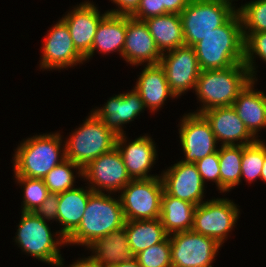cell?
Returning a JSON list of instances; mask_svg holds the SVG:
<instances>
[{
    "label": "cell",
    "instance_id": "cell-1",
    "mask_svg": "<svg viewBox=\"0 0 266 267\" xmlns=\"http://www.w3.org/2000/svg\"><path fill=\"white\" fill-rule=\"evenodd\" d=\"M244 42L241 18L236 12L224 25L193 46L200 70L223 69L244 63Z\"/></svg>",
    "mask_w": 266,
    "mask_h": 267
},
{
    "label": "cell",
    "instance_id": "cell-2",
    "mask_svg": "<svg viewBox=\"0 0 266 267\" xmlns=\"http://www.w3.org/2000/svg\"><path fill=\"white\" fill-rule=\"evenodd\" d=\"M125 221L120 199H113L104 192H93L80 224L66 238V244L85 245L88 248L97 238L124 227Z\"/></svg>",
    "mask_w": 266,
    "mask_h": 267
},
{
    "label": "cell",
    "instance_id": "cell-3",
    "mask_svg": "<svg viewBox=\"0 0 266 267\" xmlns=\"http://www.w3.org/2000/svg\"><path fill=\"white\" fill-rule=\"evenodd\" d=\"M244 63L231 67L200 71L195 92L203 103L199 113L215 108L232 106L240 91L251 80Z\"/></svg>",
    "mask_w": 266,
    "mask_h": 267
},
{
    "label": "cell",
    "instance_id": "cell-4",
    "mask_svg": "<svg viewBox=\"0 0 266 267\" xmlns=\"http://www.w3.org/2000/svg\"><path fill=\"white\" fill-rule=\"evenodd\" d=\"M61 141L59 133L26 139L14 155L15 176L43 179L52 168L66 160L65 148L60 153Z\"/></svg>",
    "mask_w": 266,
    "mask_h": 267
},
{
    "label": "cell",
    "instance_id": "cell-5",
    "mask_svg": "<svg viewBox=\"0 0 266 267\" xmlns=\"http://www.w3.org/2000/svg\"><path fill=\"white\" fill-rule=\"evenodd\" d=\"M65 143L66 159L82 169L116 147L117 134L92 113Z\"/></svg>",
    "mask_w": 266,
    "mask_h": 267
},
{
    "label": "cell",
    "instance_id": "cell-6",
    "mask_svg": "<svg viewBox=\"0 0 266 267\" xmlns=\"http://www.w3.org/2000/svg\"><path fill=\"white\" fill-rule=\"evenodd\" d=\"M236 12L226 0H191L180 13L185 45L193 47Z\"/></svg>",
    "mask_w": 266,
    "mask_h": 267
},
{
    "label": "cell",
    "instance_id": "cell-7",
    "mask_svg": "<svg viewBox=\"0 0 266 267\" xmlns=\"http://www.w3.org/2000/svg\"><path fill=\"white\" fill-rule=\"evenodd\" d=\"M47 223L34 212H22L17 230L16 242L30 256L55 266L63 267V258L58 245L66 244V239H53ZM56 241V242H55Z\"/></svg>",
    "mask_w": 266,
    "mask_h": 267
},
{
    "label": "cell",
    "instance_id": "cell-8",
    "mask_svg": "<svg viewBox=\"0 0 266 267\" xmlns=\"http://www.w3.org/2000/svg\"><path fill=\"white\" fill-rule=\"evenodd\" d=\"M122 190L120 200L125 220L160 218L164 192L161 177L131 180Z\"/></svg>",
    "mask_w": 266,
    "mask_h": 267
},
{
    "label": "cell",
    "instance_id": "cell-9",
    "mask_svg": "<svg viewBox=\"0 0 266 267\" xmlns=\"http://www.w3.org/2000/svg\"><path fill=\"white\" fill-rule=\"evenodd\" d=\"M239 209L228 199H212L197 205L194 212L192 231L224 243L238 219Z\"/></svg>",
    "mask_w": 266,
    "mask_h": 267
},
{
    "label": "cell",
    "instance_id": "cell-10",
    "mask_svg": "<svg viewBox=\"0 0 266 267\" xmlns=\"http://www.w3.org/2000/svg\"><path fill=\"white\" fill-rule=\"evenodd\" d=\"M171 235L172 267H212L211 263L221 246L216 240L192 230Z\"/></svg>",
    "mask_w": 266,
    "mask_h": 267
},
{
    "label": "cell",
    "instance_id": "cell-11",
    "mask_svg": "<svg viewBox=\"0 0 266 267\" xmlns=\"http://www.w3.org/2000/svg\"><path fill=\"white\" fill-rule=\"evenodd\" d=\"M167 53H162L159 64L165 70L168 85L175 96L190 88L195 89L201 70L194 48L183 45Z\"/></svg>",
    "mask_w": 266,
    "mask_h": 267
},
{
    "label": "cell",
    "instance_id": "cell-12",
    "mask_svg": "<svg viewBox=\"0 0 266 267\" xmlns=\"http://www.w3.org/2000/svg\"><path fill=\"white\" fill-rule=\"evenodd\" d=\"M83 177L93 185H90L93 192H102L103 188L109 192L122 191L132 180L117 147L100 155L85 166Z\"/></svg>",
    "mask_w": 266,
    "mask_h": 267
},
{
    "label": "cell",
    "instance_id": "cell-13",
    "mask_svg": "<svg viewBox=\"0 0 266 267\" xmlns=\"http://www.w3.org/2000/svg\"><path fill=\"white\" fill-rule=\"evenodd\" d=\"M182 119L179 135L186 158L181 161L195 163L218 151L215 135L202 114L189 113Z\"/></svg>",
    "mask_w": 266,
    "mask_h": 267
},
{
    "label": "cell",
    "instance_id": "cell-14",
    "mask_svg": "<svg viewBox=\"0 0 266 267\" xmlns=\"http://www.w3.org/2000/svg\"><path fill=\"white\" fill-rule=\"evenodd\" d=\"M164 191L195 206L203 201L204 182L195 163L179 161L161 176Z\"/></svg>",
    "mask_w": 266,
    "mask_h": 267
},
{
    "label": "cell",
    "instance_id": "cell-15",
    "mask_svg": "<svg viewBox=\"0 0 266 267\" xmlns=\"http://www.w3.org/2000/svg\"><path fill=\"white\" fill-rule=\"evenodd\" d=\"M43 44L41 67L44 69H61L85 61L74 47L67 25L59 20L53 26Z\"/></svg>",
    "mask_w": 266,
    "mask_h": 267
},
{
    "label": "cell",
    "instance_id": "cell-16",
    "mask_svg": "<svg viewBox=\"0 0 266 267\" xmlns=\"http://www.w3.org/2000/svg\"><path fill=\"white\" fill-rule=\"evenodd\" d=\"M122 56L130 64H159L162 53L156 46L145 21L127 16L126 40Z\"/></svg>",
    "mask_w": 266,
    "mask_h": 267
},
{
    "label": "cell",
    "instance_id": "cell-17",
    "mask_svg": "<svg viewBox=\"0 0 266 267\" xmlns=\"http://www.w3.org/2000/svg\"><path fill=\"white\" fill-rule=\"evenodd\" d=\"M201 114L210 124L216 140L223 142L222 146L249 145L257 140L246 129L233 106L215 107ZM238 140H241L239 144H235Z\"/></svg>",
    "mask_w": 266,
    "mask_h": 267
},
{
    "label": "cell",
    "instance_id": "cell-18",
    "mask_svg": "<svg viewBox=\"0 0 266 267\" xmlns=\"http://www.w3.org/2000/svg\"><path fill=\"white\" fill-rule=\"evenodd\" d=\"M93 3L85 2L75 7L61 20L67 25L76 50L85 57L91 50L96 29L102 18Z\"/></svg>",
    "mask_w": 266,
    "mask_h": 267
},
{
    "label": "cell",
    "instance_id": "cell-19",
    "mask_svg": "<svg viewBox=\"0 0 266 267\" xmlns=\"http://www.w3.org/2000/svg\"><path fill=\"white\" fill-rule=\"evenodd\" d=\"M125 134H119L116 139V147L120 152L127 172L132 180L150 179L156 176L148 175L149 169L155 162L156 149L152 139L148 136H140L128 145Z\"/></svg>",
    "mask_w": 266,
    "mask_h": 267
},
{
    "label": "cell",
    "instance_id": "cell-20",
    "mask_svg": "<svg viewBox=\"0 0 266 267\" xmlns=\"http://www.w3.org/2000/svg\"><path fill=\"white\" fill-rule=\"evenodd\" d=\"M144 108L139 93L133 89L130 93L113 96L103 108L96 109L93 113L119 135L124 134L121 125L133 121Z\"/></svg>",
    "mask_w": 266,
    "mask_h": 267
},
{
    "label": "cell",
    "instance_id": "cell-21",
    "mask_svg": "<svg viewBox=\"0 0 266 267\" xmlns=\"http://www.w3.org/2000/svg\"><path fill=\"white\" fill-rule=\"evenodd\" d=\"M254 80L251 79L240 91L232 106L246 129L256 138L258 130L266 127V95L263 91L253 90Z\"/></svg>",
    "mask_w": 266,
    "mask_h": 267
},
{
    "label": "cell",
    "instance_id": "cell-22",
    "mask_svg": "<svg viewBox=\"0 0 266 267\" xmlns=\"http://www.w3.org/2000/svg\"><path fill=\"white\" fill-rule=\"evenodd\" d=\"M88 247L95 251V255L91 257L100 267H113L121 262L135 259L124 227L97 238Z\"/></svg>",
    "mask_w": 266,
    "mask_h": 267
},
{
    "label": "cell",
    "instance_id": "cell-23",
    "mask_svg": "<svg viewBox=\"0 0 266 267\" xmlns=\"http://www.w3.org/2000/svg\"><path fill=\"white\" fill-rule=\"evenodd\" d=\"M136 83L134 89L139 93L145 108L148 107L152 111L160 108L168 96L176 97L160 64L146 65Z\"/></svg>",
    "mask_w": 266,
    "mask_h": 267
},
{
    "label": "cell",
    "instance_id": "cell-24",
    "mask_svg": "<svg viewBox=\"0 0 266 267\" xmlns=\"http://www.w3.org/2000/svg\"><path fill=\"white\" fill-rule=\"evenodd\" d=\"M92 193L90 188H73L59 193L57 220L63 226L58 234L60 239H66L78 227Z\"/></svg>",
    "mask_w": 266,
    "mask_h": 267
},
{
    "label": "cell",
    "instance_id": "cell-25",
    "mask_svg": "<svg viewBox=\"0 0 266 267\" xmlns=\"http://www.w3.org/2000/svg\"><path fill=\"white\" fill-rule=\"evenodd\" d=\"M127 16L107 13L97 26L90 52L84 57L88 60L98 49L101 53L119 51L122 55L126 40Z\"/></svg>",
    "mask_w": 266,
    "mask_h": 267
},
{
    "label": "cell",
    "instance_id": "cell-26",
    "mask_svg": "<svg viewBox=\"0 0 266 267\" xmlns=\"http://www.w3.org/2000/svg\"><path fill=\"white\" fill-rule=\"evenodd\" d=\"M144 21L161 53L185 45L180 14L167 13Z\"/></svg>",
    "mask_w": 266,
    "mask_h": 267
},
{
    "label": "cell",
    "instance_id": "cell-27",
    "mask_svg": "<svg viewBox=\"0 0 266 267\" xmlns=\"http://www.w3.org/2000/svg\"><path fill=\"white\" fill-rule=\"evenodd\" d=\"M195 208L194 204L164 191L161 197L160 220L166 233L171 235L192 230Z\"/></svg>",
    "mask_w": 266,
    "mask_h": 267
},
{
    "label": "cell",
    "instance_id": "cell-28",
    "mask_svg": "<svg viewBox=\"0 0 266 267\" xmlns=\"http://www.w3.org/2000/svg\"><path fill=\"white\" fill-rule=\"evenodd\" d=\"M124 228L130 248L135 255L148 247L163 242L169 236L160 218L153 220H126Z\"/></svg>",
    "mask_w": 266,
    "mask_h": 267
},
{
    "label": "cell",
    "instance_id": "cell-29",
    "mask_svg": "<svg viewBox=\"0 0 266 267\" xmlns=\"http://www.w3.org/2000/svg\"><path fill=\"white\" fill-rule=\"evenodd\" d=\"M243 145L221 146L219 153L220 190L229 191L241 182Z\"/></svg>",
    "mask_w": 266,
    "mask_h": 267
},
{
    "label": "cell",
    "instance_id": "cell-30",
    "mask_svg": "<svg viewBox=\"0 0 266 267\" xmlns=\"http://www.w3.org/2000/svg\"><path fill=\"white\" fill-rule=\"evenodd\" d=\"M71 168L78 169L79 176H83V169L68 159L56 165L46 174L43 181L50 193H61L73 189L75 178Z\"/></svg>",
    "mask_w": 266,
    "mask_h": 267
},
{
    "label": "cell",
    "instance_id": "cell-31",
    "mask_svg": "<svg viewBox=\"0 0 266 267\" xmlns=\"http://www.w3.org/2000/svg\"><path fill=\"white\" fill-rule=\"evenodd\" d=\"M266 158V145L263 141L256 140L249 145H243L241 160V178L252 182L258 177L261 178V170Z\"/></svg>",
    "mask_w": 266,
    "mask_h": 267
},
{
    "label": "cell",
    "instance_id": "cell-32",
    "mask_svg": "<svg viewBox=\"0 0 266 267\" xmlns=\"http://www.w3.org/2000/svg\"><path fill=\"white\" fill-rule=\"evenodd\" d=\"M243 33L266 32V0H255L237 10ZM248 29V31H246Z\"/></svg>",
    "mask_w": 266,
    "mask_h": 267
},
{
    "label": "cell",
    "instance_id": "cell-33",
    "mask_svg": "<svg viewBox=\"0 0 266 267\" xmlns=\"http://www.w3.org/2000/svg\"><path fill=\"white\" fill-rule=\"evenodd\" d=\"M15 178L20 184H23L24 188L22 212H35L50 194L43 179L22 176H15Z\"/></svg>",
    "mask_w": 266,
    "mask_h": 267
},
{
    "label": "cell",
    "instance_id": "cell-34",
    "mask_svg": "<svg viewBox=\"0 0 266 267\" xmlns=\"http://www.w3.org/2000/svg\"><path fill=\"white\" fill-rule=\"evenodd\" d=\"M135 259L142 267H172L169 236L136 254Z\"/></svg>",
    "mask_w": 266,
    "mask_h": 267
},
{
    "label": "cell",
    "instance_id": "cell-35",
    "mask_svg": "<svg viewBox=\"0 0 266 267\" xmlns=\"http://www.w3.org/2000/svg\"><path fill=\"white\" fill-rule=\"evenodd\" d=\"M244 42V64L252 79L255 68H253V54L255 53L266 62V32L243 33Z\"/></svg>",
    "mask_w": 266,
    "mask_h": 267
},
{
    "label": "cell",
    "instance_id": "cell-36",
    "mask_svg": "<svg viewBox=\"0 0 266 267\" xmlns=\"http://www.w3.org/2000/svg\"><path fill=\"white\" fill-rule=\"evenodd\" d=\"M195 165L202 177L203 182L212 180L220 190V171H219V153L218 151L205 156L201 160L195 162Z\"/></svg>",
    "mask_w": 266,
    "mask_h": 267
},
{
    "label": "cell",
    "instance_id": "cell-37",
    "mask_svg": "<svg viewBox=\"0 0 266 267\" xmlns=\"http://www.w3.org/2000/svg\"><path fill=\"white\" fill-rule=\"evenodd\" d=\"M159 15H161V0H141L131 17L144 21Z\"/></svg>",
    "mask_w": 266,
    "mask_h": 267
},
{
    "label": "cell",
    "instance_id": "cell-38",
    "mask_svg": "<svg viewBox=\"0 0 266 267\" xmlns=\"http://www.w3.org/2000/svg\"><path fill=\"white\" fill-rule=\"evenodd\" d=\"M58 203L59 193H50L34 213L44 221L57 219Z\"/></svg>",
    "mask_w": 266,
    "mask_h": 267
},
{
    "label": "cell",
    "instance_id": "cell-39",
    "mask_svg": "<svg viewBox=\"0 0 266 267\" xmlns=\"http://www.w3.org/2000/svg\"><path fill=\"white\" fill-rule=\"evenodd\" d=\"M118 5V9L107 11L115 15L131 16L138 8L141 0H111Z\"/></svg>",
    "mask_w": 266,
    "mask_h": 267
},
{
    "label": "cell",
    "instance_id": "cell-40",
    "mask_svg": "<svg viewBox=\"0 0 266 267\" xmlns=\"http://www.w3.org/2000/svg\"><path fill=\"white\" fill-rule=\"evenodd\" d=\"M191 0H161V15L167 13L180 14Z\"/></svg>",
    "mask_w": 266,
    "mask_h": 267
},
{
    "label": "cell",
    "instance_id": "cell-41",
    "mask_svg": "<svg viewBox=\"0 0 266 267\" xmlns=\"http://www.w3.org/2000/svg\"><path fill=\"white\" fill-rule=\"evenodd\" d=\"M69 267H100L95 260L91 257L88 256V258H84L77 260V262H74L71 266Z\"/></svg>",
    "mask_w": 266,
    "mask_h": 267
},
{
    "label": "cell",
    "instance_id": "cell-42",
    "mask_svg": "<svg viewBox=\"0 0 266 267\" xmlns=\"http://www.w3.org/2000/svg\"><path fill=\"white\" fill-rule=\"evenodd\" d=\"M113 267H142V266L137 262L136 259H134L132 261L121 262Z\"/></svg>",
    "mask_w": 266,
    "mask_h": 267
},
{
    "label": "cell",
    "instance_id": "cell-43",
    "mask_svg": "<svg viewBox=\"0 0 266 267\" xmlns=\"http://www.w3.org/2000/svg\"><path fill=\"white\" fill-rule=\"evenodd\" d=\"M260 179H263L264 182L266 181V158H265L264 163H263Z\"/></svg>",
    "mask_w": 266,
    "mask_h": 267
}]
</instances>
